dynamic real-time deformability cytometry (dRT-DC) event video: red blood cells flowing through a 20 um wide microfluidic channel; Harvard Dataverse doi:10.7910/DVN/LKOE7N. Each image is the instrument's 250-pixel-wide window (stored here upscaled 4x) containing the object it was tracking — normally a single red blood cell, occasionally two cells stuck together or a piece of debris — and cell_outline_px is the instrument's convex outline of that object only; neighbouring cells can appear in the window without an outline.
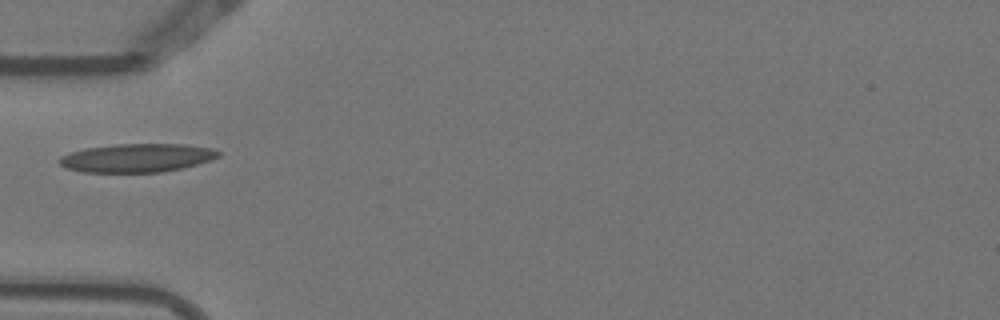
{"species": "Egyptian fruit bat (a non-hibernating species)", "species_latin": "Rousettus aegyptiacus", "temperature_condition": "warm", "stored_images_in_passage": 5, "camera_frame_rate_fps": 3000, "um_per_image_px": 0.085, "animal": {"sex": "female"}, "frame": {"image": 1, "passage_image": 4, "time_ms": 1.0, "image_size_px": [1000, 320], "cell_outline_px": [[220, 156], [212, 160], [180, 168], [160, 172], [80, 172], [68, 168], [60, 164], [56, 160], [60, 156], [84, 148], [116, 144], [184, 144], [212, 148], [220, 152]], "centroid_in_image_um": [11.63, 13.41], "position_along_channel_um": 73.4, "area_um2": 26.41}}
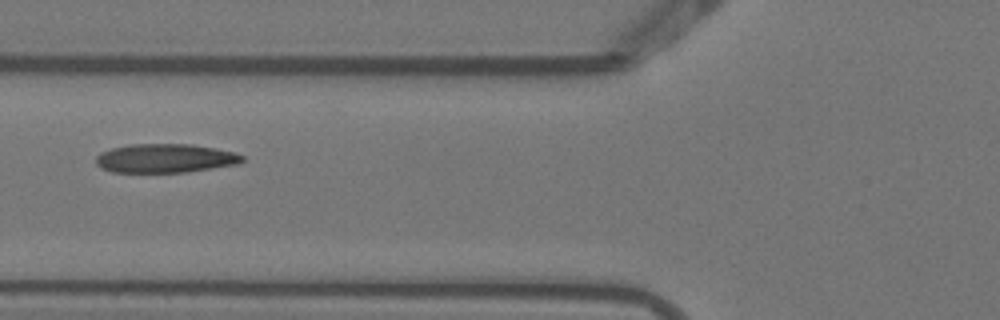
{"frame": {"image": 2, "passage_image": 5, "time_ms": 1.333, "image_size_px": [1000, 320], "cell_outline_px": [[244, 160], [240, 164], [184, 172], [112, 172], [100, 168], [96, 164], [96, 156], [100, 152], [112, 148], [132, 144], [192, 144], [216, 148], [236, 152], [244, 156]], "centroid_in_image_um": [14.06, 13.45], "position_along_channel_um": 111.7, "area_um2": 24.8}}